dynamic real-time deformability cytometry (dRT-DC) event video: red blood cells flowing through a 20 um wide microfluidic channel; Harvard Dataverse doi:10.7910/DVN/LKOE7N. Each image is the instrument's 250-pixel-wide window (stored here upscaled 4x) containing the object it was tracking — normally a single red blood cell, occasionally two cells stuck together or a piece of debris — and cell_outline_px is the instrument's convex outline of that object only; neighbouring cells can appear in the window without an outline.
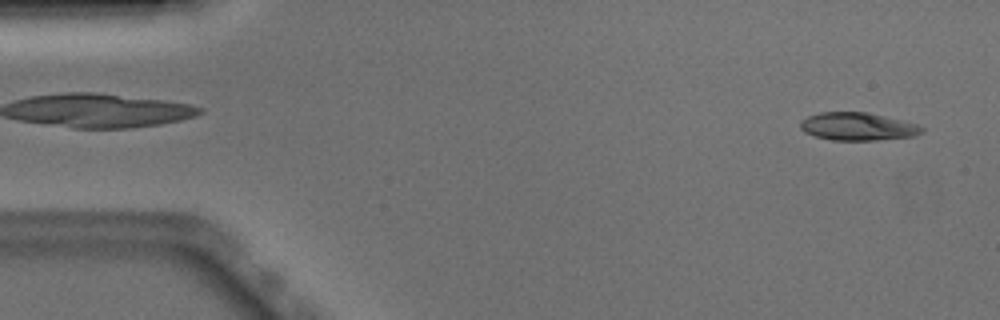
{"species": "Egyptian fruit bat (a non-hibernating species)", "species_latin": "Rousettus aegyptiacus", "temperature_condition": "warm", "stored_images_in_passage": 50, "camera_frame_rate_fps": 3000, "um_per_image_px": 0.085, "animal": {"sex": "male"}, "frame": {"image": 1, "passage_image": 2, "time_ms": 0.333, "image_size_px": [1000, 320], "cell_outline_px": [[924, 132], [916, 136], [876, 140], [832, 140], [816, 136], [804, 132], [800, 128], [800, 120], [808, 116], [820, 112], [868, 112], [916, 124], [924, 128]], "centroid_in_image_um": [72.9, 10.75], "position_along_channel_um": 12.1, "area_um2": 19.71}}
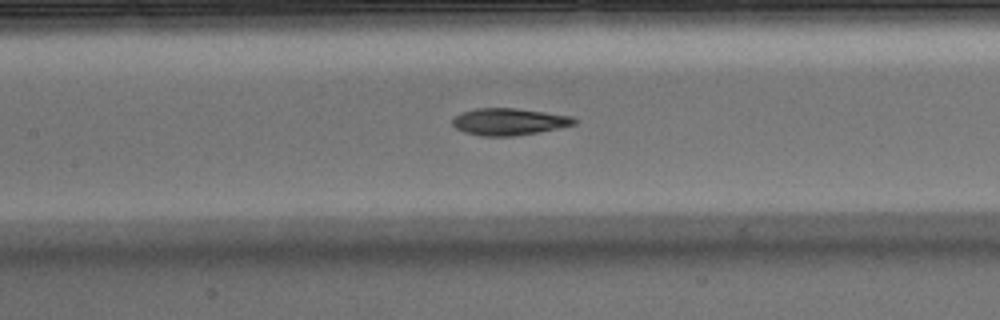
{"frame": {"image": 2, "passage_image": 22, "time_ms": 7.0, "image_size_px": [1000, 320], "cell_outline_px": [[576, 124], [560, 128], [540, 132], [512, 136], [480, 136], [464, 132], [456, 128], [452, 124], [452, 120], [460, 112], [476, 108], [516, 108], [572, 116], [576, 120]], "centroid_in_image_um": [43.26, 10.34], "position_along_channel_um": 164.1, "area_um2": 19.19}}
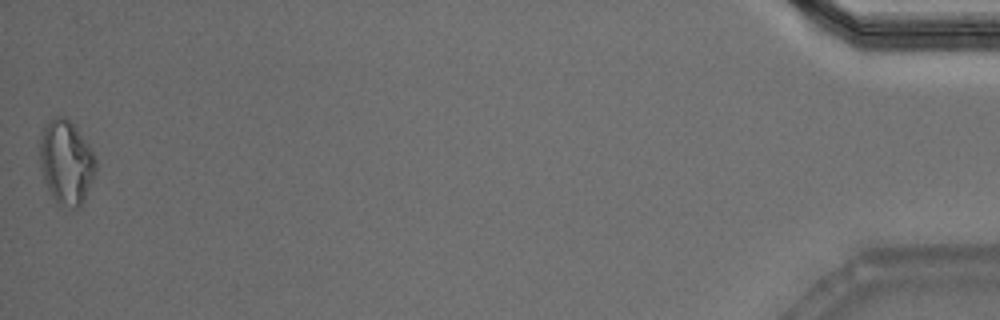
{"frame": {"image": 3, "passage_image": 50, "time_ms": 16.333, "image_size_px": [1000, 320], "cell_outline_px": [[96, 172], [84, 200], [80, 208], [76, 208], [56, 204], [48, 192], [40, 168], [40, 132], [48, 120], [56, 116], [64, 116], [72, 124], [88, 144], [96, 160]], "centroid_in_image_um": [5.6, 13.82], "position_along_channel_um": 429.6, "area_um2": 27.63}, "authors_computed_cell_mechanics": {"area_um2": 19.5942, "velocity_mm_per_s": 3.9045, "shape_relaxation_time_tau1_ms": 6.9179, "shape_relaxation_time_tau2_ms": 4.0995, "deformation_change_tau1": 0.2084, "deformation_change_tau2": 0.1268}}